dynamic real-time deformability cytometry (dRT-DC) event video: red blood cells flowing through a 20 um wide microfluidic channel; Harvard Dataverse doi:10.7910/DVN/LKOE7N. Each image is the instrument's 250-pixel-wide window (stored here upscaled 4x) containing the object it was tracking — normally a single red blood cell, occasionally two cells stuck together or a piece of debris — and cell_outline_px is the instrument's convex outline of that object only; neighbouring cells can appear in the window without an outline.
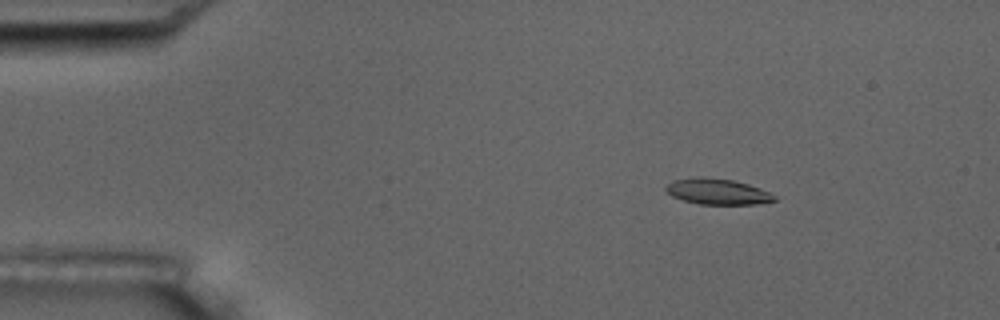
{"species": "common noctule bat (a hibernating species)", "species_latin": "Nyctalus noctula", "temperature_condition": "room temperature", "stored_images_in_passage": 6, "camera_frame_rate_fps": 3000, "um_per_image_px": 0.085, "animal": {"sex": "male", "body_mass_g": 17.5, "forearm_length_mm": 52.3}, "frame": {"image": 1, "passage_image": 2, "time_ms": 1.333, "image_size_px": [1000, 320], "cell_outline_px": [[776, 200], [756, 204], [700, 204], [684, 200], [672, 196], [664, 188], [672, 180], [696, 176], [704, 176], [732, 180], [748, 184], [760, 188], [776, 196]], "centroid_in_image_um": [60.96, 16.27], "position_along_channel_um": 24.0, "area_um2": 16.3}}
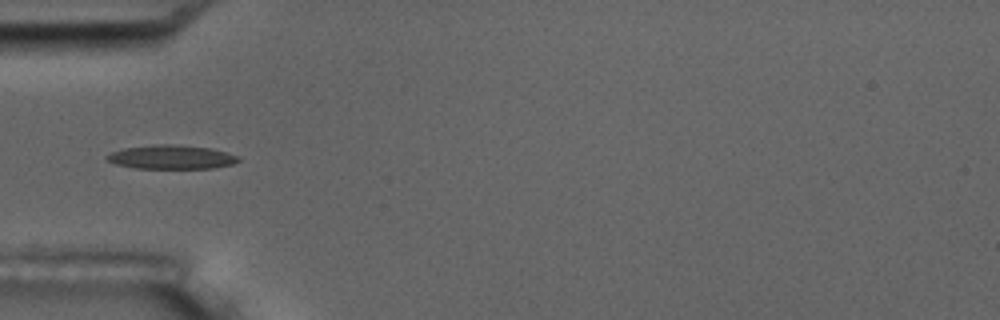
{"frame": {"image": 2, "passage_image": 5, "time_ms": 4.667, "image_size_px": [1000, 320], "cell_outline_px": [[240, 160], [232, 164], [212, 168], [136, 168], [116, 164], [108, 160], [104, 156], [112, 152], [124, 148], [152, 144], [168, 144], [208, 148], [240, 156]], "centroid_in_image_um": [14.54, 13.35], "position_along_channel_um": 70.5, "area_um2": 18.09}}